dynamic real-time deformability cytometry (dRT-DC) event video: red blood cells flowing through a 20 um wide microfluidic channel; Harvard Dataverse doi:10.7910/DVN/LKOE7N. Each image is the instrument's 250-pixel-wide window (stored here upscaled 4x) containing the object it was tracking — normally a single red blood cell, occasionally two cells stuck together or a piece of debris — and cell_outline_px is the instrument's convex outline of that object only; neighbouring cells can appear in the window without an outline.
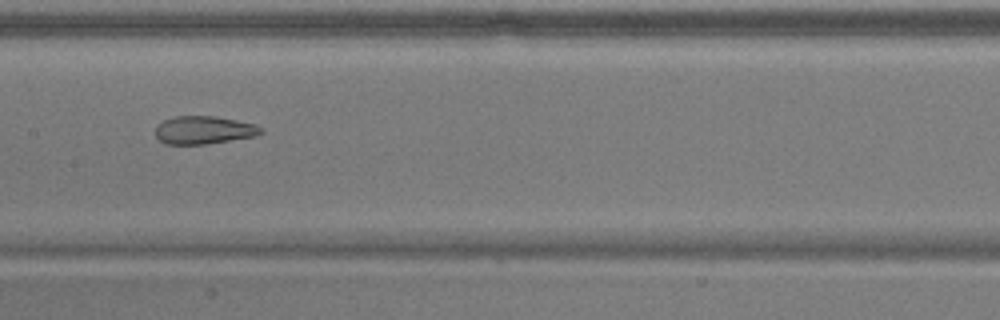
{"species": "common noctule bat (a hibernating species)", "species_latin": "Nyctalus noctula", "temperature_condition": "warm", "stored_images_in_passage": 28, "camera_frame_rate_fps": 3000, "um_per_image_px": 0.085, "animal": {"sex": "male", "body_mass_g": 17.9}, "frame": {"image": 1, "passage_image": 20, "time_ms": 6.333, "image_size_px": [1000, 320], "cell_outline_px": [[264, 132], [252, 136], [204, 144], [164, 144], [156, 136], [156, 128], [164, 120], [176, 116], [216, 116], [256, 124], [264, 128]], "centroid_in_image_um": [17.34, 11.04], "position_along_channel_um": 190.1, "area_um2": 16.99}}
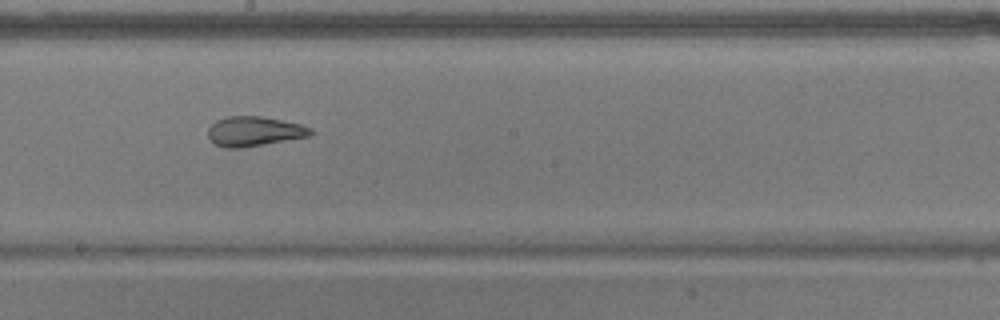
{"frame": {"image": 2, "passage_image": 23, "time_ms": 7.333, "image_size_px": [1000, 320], "cell_outline_px": [[312, 136], [240, 148], [224, 148], [216, 144], [208, 136], [208, 128], [216, 120], [228, 116], [260, 116], [300, 124], [312, 128]], "centroid_in_image_um": [21.61, 11.16], "position_along_channel_um": 226.6, "area_um2": 17.69}}